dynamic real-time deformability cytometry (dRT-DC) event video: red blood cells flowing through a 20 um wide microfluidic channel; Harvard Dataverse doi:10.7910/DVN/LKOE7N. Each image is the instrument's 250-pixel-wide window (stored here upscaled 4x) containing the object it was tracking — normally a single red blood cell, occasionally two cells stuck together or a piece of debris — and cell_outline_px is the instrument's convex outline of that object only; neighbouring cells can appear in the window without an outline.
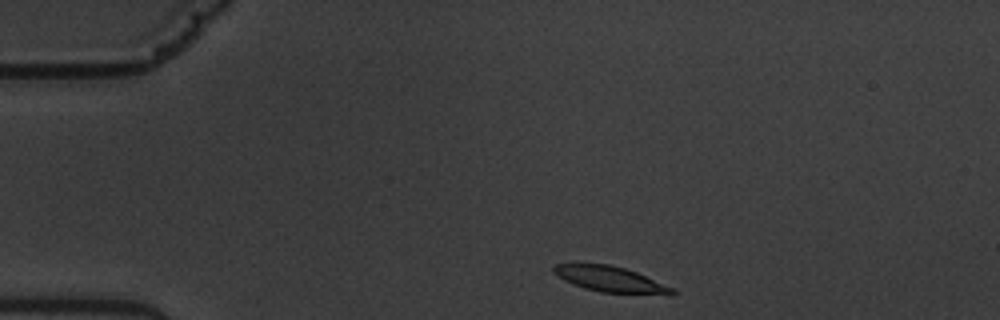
{"species": "common noctule bat (a hibernating species)", "species_latin": "Nyctalus noctula", "temperature_condition": "warm", "stored_images_in_passage": 47, "camera_frame_rate_fps": 3000, "um_per_image_px": 0.085, "animal": {"sex": "male", "body_mass_g": 19.5, "forearm_length_mm": 54.6}, "frame": {"image": 1, "passage_image": 1, "time_ms": 0.0, "image_size_px": [1000, 320], "cell_outline_px": [[680, 292], [676, 296], [668, 296], [600, 292], [584, 288], [572, 284], [556, 276], [552, 272], [552, 268], [556, 264], [608, 264], [624, 268], [636, 272], [672, 288]], "centroid_in_image_um": [51.94, 23.77], "position_along_channel_um": 33.1, "area_um2": 18.03}}
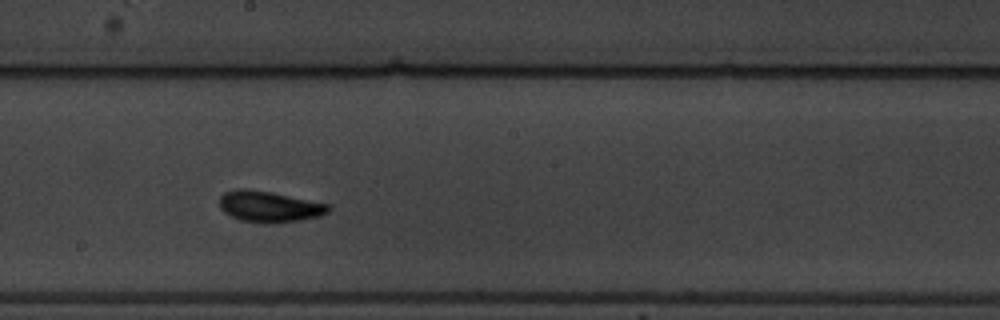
{"frame": {"image": 2, "passage_image": 22, "time_ms": 7.0, "image_size_px": [1000, 320], "cell_outline_px": [[332, 208], [328, 212], [320, 216], [300, 220], [272, 224], [260, 224], [240, 220], [224, 212], [220, 208], [220, 196], [224, 192], [240, 188], [248, 188], [272, 192], [328, 204]], "centroid_in_image_um": [22.87, 17.57], "position_along_channel_um": 225.3, "area_um2": 19.94}}
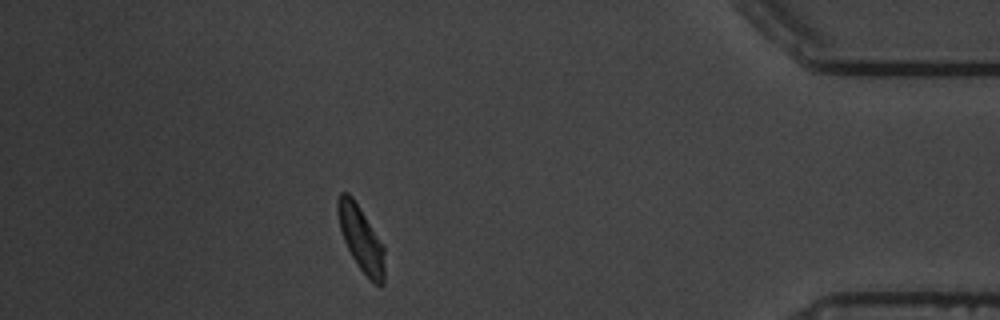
{"frame": {"image": 3, "passage_image": 41, "time_ms": 13.333, "image_size_px": [1000, 320], "cell_outline_px": [[384, 284], [376, 284], [360, 268], [352, 256], [344, 240], [340, 228], [336, 212], [336, 200], [340, 192], [348, 192], [352, 196], [384, 244]], "centroid_in_image_um": [30.67, 20.22], "position_along_channel_um": 404.5, "area_um2": 17.69}, "authors_computed_cell_mechanics": {"area_um2": 18.207, "velocity_mm_per_s": 3.4941, "shape_relaxation_time_tau1_ms": 3.7134, "shape_relaxation_time_tau2_ms": 2.3585, "deformation_change_tau1": 0.1549, "deformation_change_tau2": 0.0893}}